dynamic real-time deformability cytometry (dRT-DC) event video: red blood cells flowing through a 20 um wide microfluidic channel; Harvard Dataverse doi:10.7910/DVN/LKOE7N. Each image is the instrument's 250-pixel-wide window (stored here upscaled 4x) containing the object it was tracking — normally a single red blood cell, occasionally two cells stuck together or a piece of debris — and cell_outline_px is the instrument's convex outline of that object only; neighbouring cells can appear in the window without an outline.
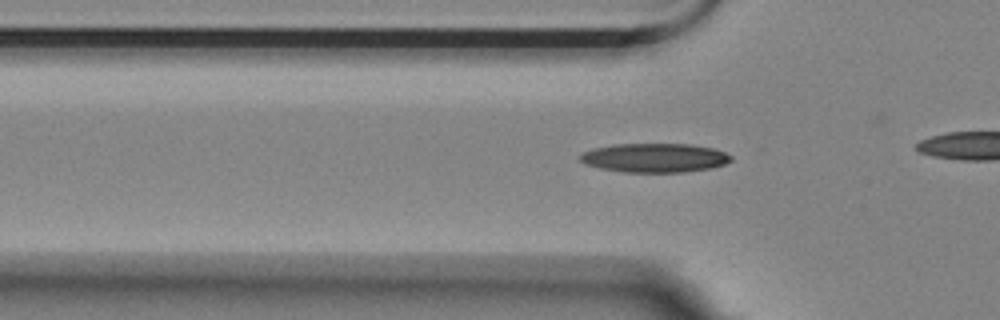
{"species": "Egyptian fruit bat (a non-hibernating species)", "species_latin": "Rousettus aegyptiacus", "temperature_condition": "room temperature", "stored_images_in_passage": 36, "camera_frame_rate_fps": 3000, "um_per_image_px": 0.085, "animal": {"sex": "female"}, "frame": {"image": 1, "passage_image": 9, "time_ms": 2.667, "image_size_px": [1000, 320], "cell_outline_px": [[732, 160], [724, 164], [712, 168], [684, 172], [624, 172], [600, 168], [584, 164], [580, 160], [580, 156], [584, 152], [592, 148], [612, 144], [692, 144], [716, 148], [732, 156]], "centroid_in_image_um": [55.66, 13.41], "position_along_channel_um": 70.1, "area_um2": 25.72}}
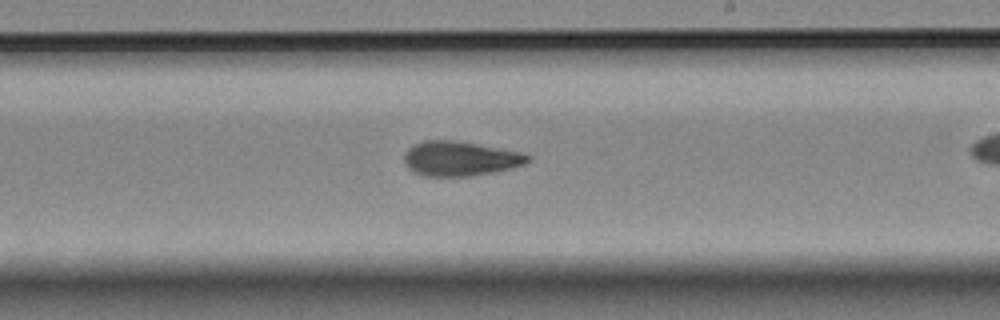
{"frame": {"image": 2, "passage_image": 24, "time_ms": 7.667, "image_size_px": [1000, 320], "cell_outline_px": [[532, 160], [528, 164], [512, 168], [492, 172], [468, 176], [424, 176], [408, 168], [404, 164], [404, 152], [412, 144], [424, 140], [456, 140], [524, 152], [532, 156]], "centroid_in_image_um": [39.15, 13.46], "position_along_channel_um": 249.9, "area_um2": 25.37}}
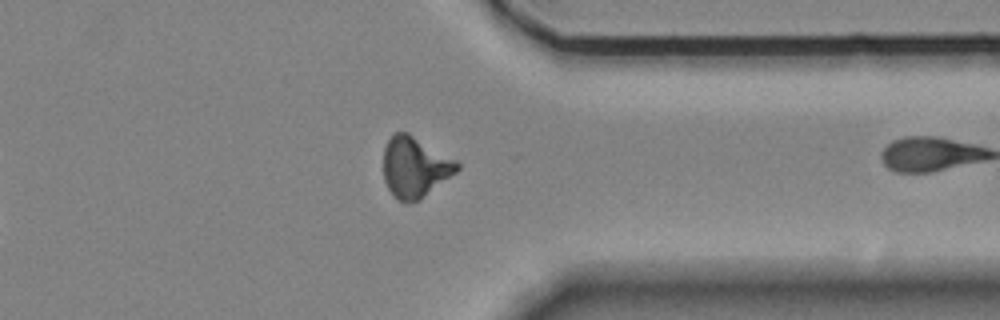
{"frame": {"image": 3, "passage_image": 35, "time_ms": 11.333, "image_size_px": [1000, 320], "cell_outline_px": [[460, 168], [456, 172], [420, 200], [400, 200], [388, 188], [384, 180], [384, 148], [388, 140], [396, 132], [408, 132], [456, 160], [460, 164]], "centroid_in_image_um": [35.28, 14.17], "position_along_channel_um": 376.1, "area_um2": 25.55}}